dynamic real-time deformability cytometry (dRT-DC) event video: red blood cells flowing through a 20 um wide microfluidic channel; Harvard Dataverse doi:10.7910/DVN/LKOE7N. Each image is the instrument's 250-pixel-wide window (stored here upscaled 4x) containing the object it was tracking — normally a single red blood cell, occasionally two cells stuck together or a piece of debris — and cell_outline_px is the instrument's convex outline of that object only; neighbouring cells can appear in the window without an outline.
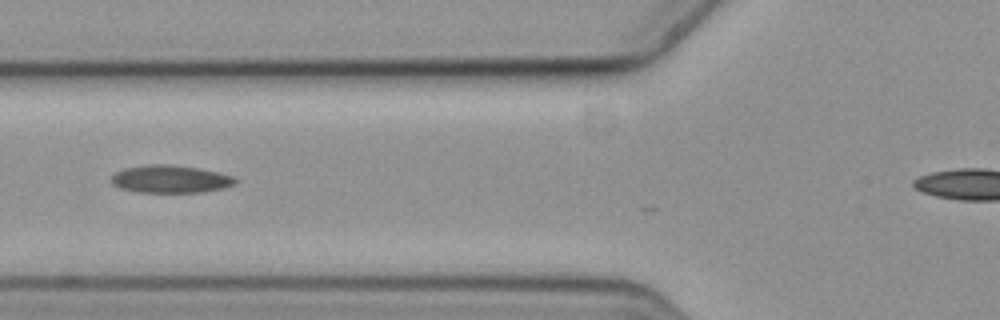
{"species": "common noctule bat (a hibernating species)", "species_latin": "Nyctalus noctula", "temperature_condition": "cold", "stored_images_in_passage": 4, "camera_frame_rate_fps": 3000, "um_per_image_px": 0.085, "animal": {"sex": "female", "body_mass_g": 19.3, "forearm_length_mm": 54.1}, "frame": {"image": 1, "passage_image": 2, "time_ms": 0.333, "image_size_px": [1000, 320], "cell_outline_px": [[236, 184], [224, 188], [204, 192], [140, 192], [120, 188], [112, 184], [112, 176], [116, 172], [124, 168], [144, 164], [168, 164], [200, 168], [232, 176], [236, 180]], "centroid_in_image_um": [14.48, 15.21], "position_along_channel_um": 111.3, "area_um2": 20.0}}